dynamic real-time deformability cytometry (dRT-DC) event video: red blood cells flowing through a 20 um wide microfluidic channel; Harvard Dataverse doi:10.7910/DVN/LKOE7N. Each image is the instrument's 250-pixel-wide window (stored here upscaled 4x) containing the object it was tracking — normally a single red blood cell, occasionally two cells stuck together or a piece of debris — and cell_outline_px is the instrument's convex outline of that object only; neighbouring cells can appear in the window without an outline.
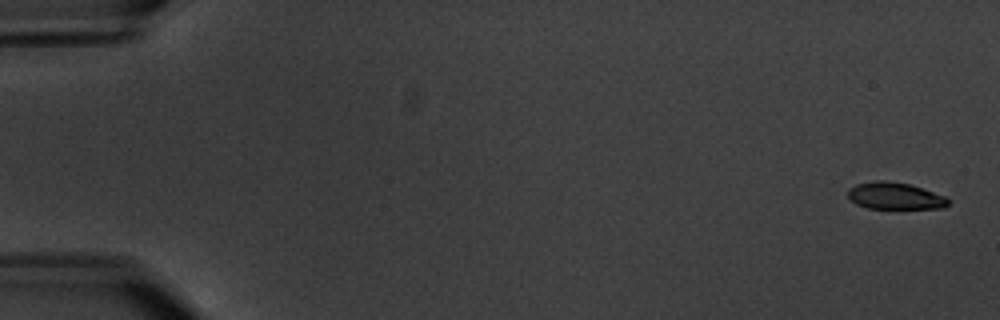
{"species": "common noctule bat (a hibernating species)", "species_latin": "Nyctalus noctula", "temperature_condition": "warm", "stored_images_in_passage": 6, "camera_frame_rate_fps": 3000, "um_per_image_px": 0.085, "animal": {"sex": "male", "body_mass_g": 20.1, "forearm_length_mm": 53.5}, "frame": {"image": 1, "passage_image": 1, "time_ms": 0.0, "image_size_px": [1000, 320], "cell_outline_px": [[948, 204], [944, 208], [868, 208], [856, 204], [848, 196], [848, 188], [856, 184], [876, 180], [884, 180], [908, 184], [944, 196], [948, 200]], "centroid_in_image_um": [76.02, 16.65], "position_along_channel_um": 9.0, "area_um2": 15.43}}
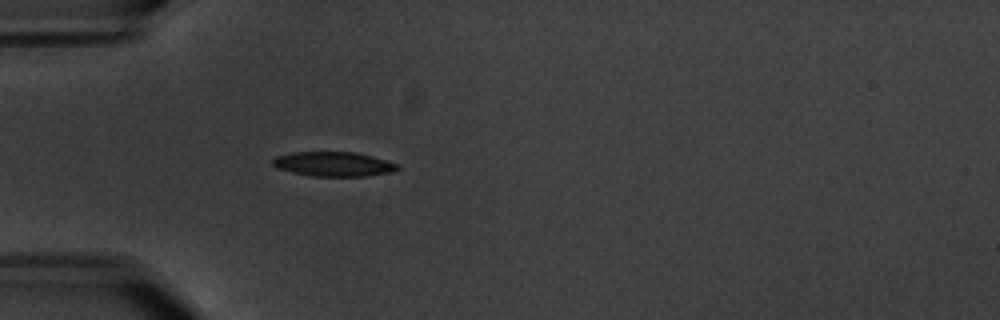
{"frame": {"image": 2, "passage_image": 6, "time_ms": 5.667, "image_size_px": [1000, 320], "cell_outline_px": [[400, 168], [392, 172], [364, 176], [312, 176], [292, 172], [280, 168], [272, 164], [272, 160], [276, 156], [292, 152], [356, 152], [372, 156], [396, 164]], "centroid_in_image_um": [28.34, 13.94], "position_along_channel_um": 56.7, "area_um2": 17.63}}